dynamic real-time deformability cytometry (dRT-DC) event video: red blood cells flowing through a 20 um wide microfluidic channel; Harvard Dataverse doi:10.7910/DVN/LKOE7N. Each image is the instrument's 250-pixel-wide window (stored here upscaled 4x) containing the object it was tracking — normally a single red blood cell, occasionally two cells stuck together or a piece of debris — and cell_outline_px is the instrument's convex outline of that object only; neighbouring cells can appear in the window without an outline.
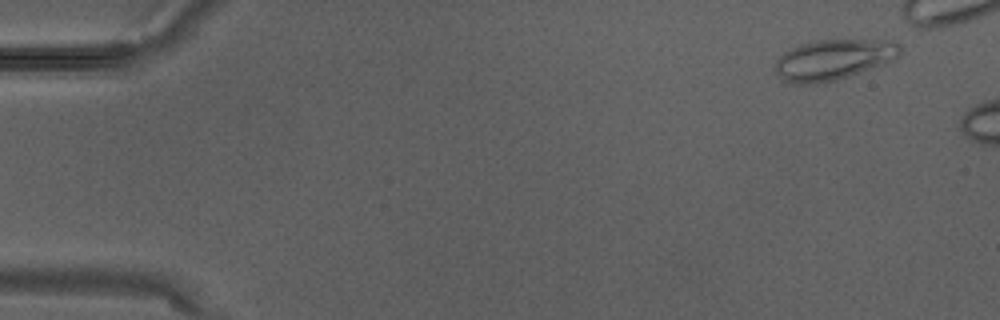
{"species": "Egyptian fruit bat (a non-hibernating species)", "species_latin": "Rousettus aegyptiacus", "temperature_condition": "warm", "stored_images_in_passage": 2, "camera_frame_rate_fps": 3000, "um_per_image_px": 0.085, "animal": {"sex": "male"}, "frame": {"image": 1, "passage_image": 1, "time_ms": 0.0, "image_size_px": [1000, 320], "cell_outline_px": [[900, 52], [896, 56], [880, 64], [848, 76], [836, 80], [816, 84], [800, 84], [784, 80], [776, 72], [776, 60], [780, 56], [796, 44], [816, 40], [892, 40], [900, 44]], "centroid_in_image_um": [70.79, 5.05], "position_along_channel_um": 14.2, "area_um2": 28.96}}